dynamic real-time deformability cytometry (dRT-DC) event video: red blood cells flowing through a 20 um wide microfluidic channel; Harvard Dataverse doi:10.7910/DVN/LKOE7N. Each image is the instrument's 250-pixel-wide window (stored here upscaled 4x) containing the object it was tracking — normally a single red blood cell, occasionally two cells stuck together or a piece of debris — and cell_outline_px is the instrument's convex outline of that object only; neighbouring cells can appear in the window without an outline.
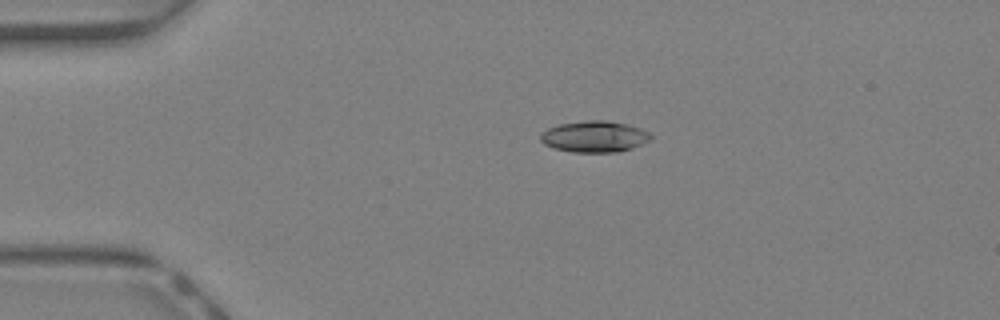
{"species": "Egyptian fruit bat (a non-hibernating species)", "species_latin": "Rousettus aegyptiacus", "temperature_condition": "warm", "stored_images_in_passage": 36, "camera_frame_rate_fps": 3000, "um_per_image_px": 0.085, "animal": {"sex": "female"}, "frame": {"image": 1, "passage_image": 1, "time_ms": 0.0, "image_size_px": [1000, 320], "cell_outline_px": [[652, 136], [648, 140], [632, 148], [620, 152], [572, 152], [552, 148], [544, 144], [540, 140], [540, 132], [548, 128], [560, 124], [588, 120], [608, 120], [640, 128], [648, 132]], "centroid_in_image_um": [50.48, 11.61], "position_along_channel_um": 34.5, "area_um2": 20.06}}
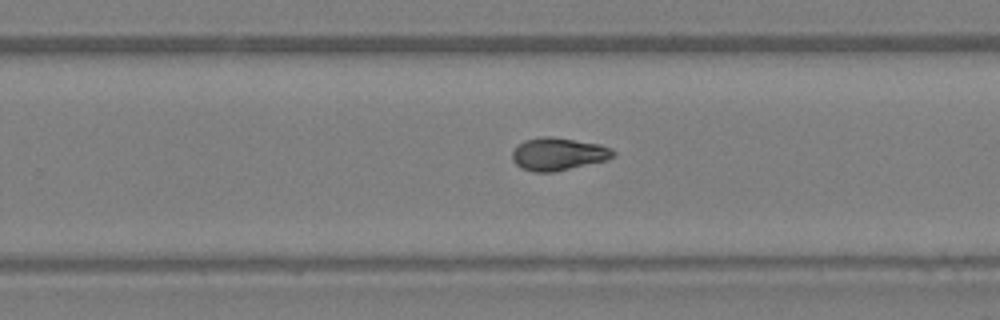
{"frame": {"image": 2, "passage_image": 20, "time_ms": 6.333, "image_size_px": [1000, 320], "cell_outline_px": [[616, 156], [604, 160], [552, 172], [532, 172], [520, 168], [512, 160], [512, 152], [524, 140], [544, 136], [552, 136], [600, 144], [612, 148], [616, 152]], "centroid_in_image_um": [47.44, 13.08], "position_along_channel_um": 282.4, "area_um2": 19.13}}
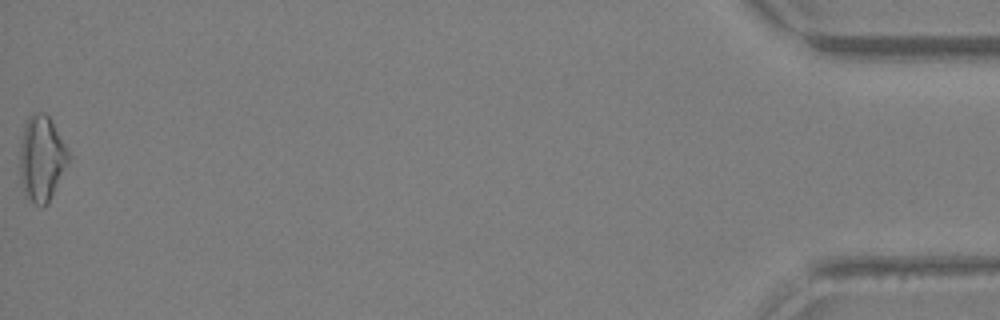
{"frame": {"image": 3, "passage_image": 36, "time_ms": 11.667, "image_size_px": [1000, 320], "cell_outline_px": [[68, 160], [48, 204], [40, 208], [24, 196], [20, 172], [20, 144], [24, 124], [28, 116], [32, 112], [44, 112], [48, 116], [68, 148]], "centroid_in_image_um": [3.51, 13.47], "position_along_channel_um": 431.7, "area_um2": 24.16}, "authors_computed_cell_mechanics": {"area_um2": 19.2185, "velocity_mm_per_s": 4.6768, "shape_relaxation_time_tau1_ms": 5.0696, "shape_relaxation_time_tau2_ms": 3.3864, "deformation_change_tau1": 0.1893, "deformation_change_tau2": 0.0902}}